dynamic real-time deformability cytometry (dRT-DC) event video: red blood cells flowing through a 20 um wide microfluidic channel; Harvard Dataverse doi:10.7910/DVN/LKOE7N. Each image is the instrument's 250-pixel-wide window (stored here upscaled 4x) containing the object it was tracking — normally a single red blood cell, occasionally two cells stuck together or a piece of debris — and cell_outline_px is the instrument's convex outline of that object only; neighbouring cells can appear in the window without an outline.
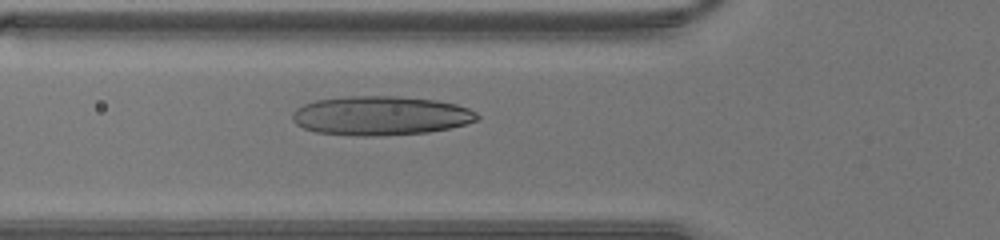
{"species": "human", "species_latin": "Homo sapiens", "temperature_condition": "warm", "stored_images_in_passage": 35, "camera_frame_rate_fps": 3000, "um_per_image_px": 0.085, "donor": {"sex": "male"}, "frame": {"image": 1, "passage_image": 8, "time_ms": 2.333, "image_size_px": [1000, 240], "cell_outline_px": [[480, 120], [448, 128], [428, 132], [380, 136], [356, 136], [316, 132], [304, 128], [296, 124], [292, 120], [292, 112], [296, 108], [304, 104], [316, 100], [348, 96], [396, 96], [436, 100], [456, 104], [468, 108], [476, 112], [480, 116]], "centroid_in_image_um": [32.35, 9.83], "position_along_channel_um": 93.5, "area_um2": 42.31}}
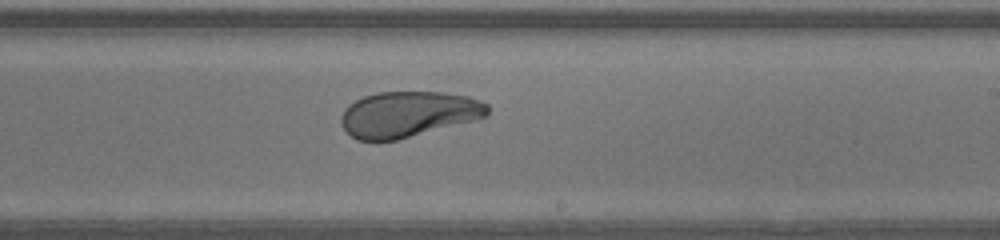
{"frame": {"image": 2, "passage_image": 18, "time_ms": 5.667, "image_size_px": [1000, 240], "cell_outline_px": [[488, 116], [396, 140], [356, 140], [344, 128], [340, 120], [340, 116], [344, 108], [348, 104], [364, 96], [376, 92], [440, 92], [468, 96], [488, 104]], "centroid_in_image_um": [34.66, 9.69], "position_along_channel_um": 254.3, "area_um2": 38.73}}
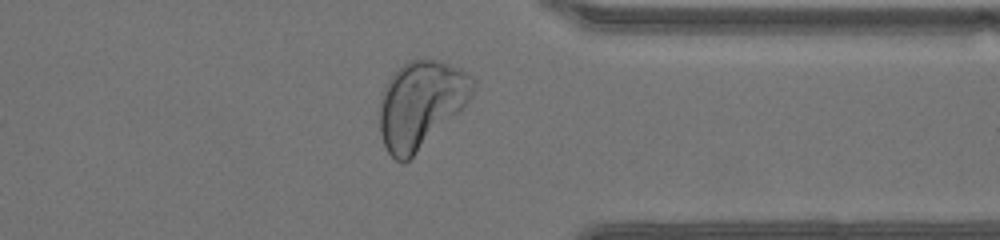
{"frame": {"image": 3, "passage_image": 26, "time_ms": 8.333, "image_size_px": [1000, 240], "cell_outline_px": [[476, 80], [472, 96], [404, 164], [400, 164], [388, 152], [384, 144], [380, 132], [380, 104], [384, 88], [388, 80], [408, 60], [436, 60], [460, 68]], "centroid_in_image_um": [35.75, 8.85], "position_along_channel_um": 375.7, "area_um2": 46.01}}